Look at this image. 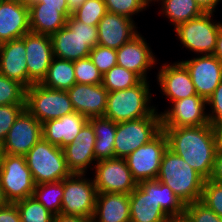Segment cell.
Instances as JSON below:
<instances>
[{
	"mask_svg": "<svg viewBox=\"0 0 222 222\" xmlns=\"http://www.w3.org/2000/svg\"><path fill=\"white\" fill-rule=\"evenodd\" d=\"M167 222H190V221L185 215H183V216L171 217Z\"/></svg>",
	"mask_w": 222,
	"mask_h": 222,
	"instance_id": "obj_52",
	"label": "cell"
},
{
	"mask_svg": "<svg viewBox=\"0 0 222 222\" xmlns=\"http://www.w3.org/2000/svg\"><path fill=\"white\" fill-rule=\"evenodd\" d=\"M92 222H130L129 194L97 193Z\"/></svg>",
	"mask_w": 222,
	"mask_h": 222,
	"instance_id": "obj_26",
	"label": "cell"
},
{
	"mask_svg": "<svg viewBox=\"0 0 222 222\" xmlns=\"http://www.w3.org/2000/svg\"><path fill=\"white\" fill-rule=\"evenodd\" d=\"M25 109L41 123L75 112L67 91L50 89L40 83L26 89Z\"/></svg>",
	"mask_w": 222,
	"mask_h": 222,
	"instance_id": "obj_7",
	"label": "cell"
},
{
	"mask_svg": "<svg viewBox=\"0 0 222 222\" xmlns=\"http://www.w3.org/2000/svg\"><path fill=\"white\" fill-rule=\"evenodd\" d=\"M85 175L72 173L63 179L61 214L93 218L97 190L94 179Z\"/></svg>",
	"mask_w": 222,
	"mask_h": 222,
	"instance_id": "obj_10",
	"label": "cell"
},
{
	"mask_svg": "<svg viewBox=\"0 0 222 222\" xmlns=\"http://www.w3.org/2000/svg\"><path fill=\"white\" fill-rule=\"evenodd\" d=\"M173 105V106H172ZM168 110L160 113L161 127H188L210 124L205 111L207 100L193 95L172 102Z\"/></svg>",
	"mask_w": 222,
	"mask_h": 222,
	"instance_id": "obj_14",
	"label": "cell"
},
{
	"mask_svg": "<svg viewBox=\"0 0 222 222\" xmlns=\"http://www.w3.org/2000/svg\"><path fill=\"white\" fill-rule=\"evenodd\" d=\"M204 12H215V8L221 0H195Z\"/></svg>",
	"mask_w": 222,
	"mask_h": 222,
	"instance_id": "obj_47",
	"label": "cell"
},
{
	"mask_svg": "<svg viewBox=\"0 0 222 222\" xmlns=\"http://www.w3.org/2000/svg\"><path fill=\"white\" fill-rule=\"evenodd\" d=\"M167 148V136L161 130L148 143L140 146L125 158L127 166L137 183L157 179L161 159Z\"/></svg>",
	"mask_w": 222,
	"mask_h": 222,
	"instance_id": "obj_12",
	"label": "cell"
},
{
	"mask_svg": "<svg viewBox=\"0 0 222 222\" xmlns=\"http://www.w3.org/2000/svg\"><path fill=\"white\" fill-rule=\"evenodd\" d=\"M4 156L3 143L0 142V165Z\"/></svg>",
	"mask_w": 222,
	"mask_h": 222,
	"instance_id": "obj_53",
	"label": "cell"
},
{
	"mask_svg": "<svg viewBox=\"0 0 222 222\" xmlns=\"http://www.w3.org/2000/svg\"><path fill=\"white\" fill-rule=\"evenodd\" d=\"M0 74L28 88V70L24 36L1 44Z\"/></svg>",
	"mask_w": 222,
	"mask_h": 222,
	"instance_id": "obj_24",
	"label": "cell"
},
{
	"mask_svg": "<svg viewBox=\"0 0 222 222\" xmlns=\"http://www.w3.org/2000/svg\"><path fill=\"white\" fill-rule=\"evenodd\" d=\"M157 180L167 185L184 205L200 201L205 181L169 148L163 153Z\"/></svg>",
	"mask_w": 222,
	"mask_h": 222,
	"instance_id": "obj_3",
	"label": "cell"
},
{
	"mask_svg": "<svg viewBox=\"0 0 222 222\" xmlns=\"http://www.w3.org/2000/svg\"><path fill=\"white\" fill-rule=\"evenodd\" d=\"M87 121L88 118L78 112L46 121L42 123V138L52 145L63 148L74 141Z\"/></svg>",
	"mask_w": 222,
	"mask_h": 222,
	"instance_id": "obj_25",
	"label": "cell"
},
{
	"mask_svg": "<svg viewBox=\"0 0 222 222\" xmlns=\"http://www.w3.org/2000/svg\"><path fill=\"white\" fill-rule=\"evenodd\" d=\"M67 92L75 112L81 113L88 119L104 116L108 91L103 84L75 83Z\"/></svg>",
	"mask_w": 222,
	"mask_h": 222,
	"instance_id": "obj_23",
	"label": "cell"
},
{
	"mask_svg": "<svg viewBox=\"0 0 222 222\" xmlns=\"http://www.w3.org/2000/svg\"><path fill=\"white\" fill-rule=\"evenodd\" d=\"M94 143L95 132L91 123L87 121L74 141L62 148L67 167L71 173L86 174L87 168L92 164L93 166L90 168L91 170L94 169V163H96Z\"/></svg>",
	"mask_w": 222,
	"mask_h": 222,
	"instance_id": "obj_18",
	"label": "cell"
},
{
	"mask_svg": "<svg viewBox=\"0 0 222 222\" xmlns=\"http://www.w3.org/2000/svg\"><path fill=\"white\" fill-rule=\"evenodd\" d=\"M134 22V19L126 16L107 12L97 26L98 45L119 49L140 33Z\"/></svg>",
	"mask_w": 222,
	"mask_h": 222,
	"instance_id": "obj_21",
	"label": "cell"
},
{
	"mask_svg": "<svg viewBox=\"0 0 222 222\" xmlns=\"http://www.w3.org/2000/svg\"><path fill=\"white\" fill-rule=\"evenodd\" d=\"M107 13L105 0H86L71 16L82 23L98 26Z\"/></svg>",
	"mask_w": 222,
	"mask_h": 222,
	"instance_id": "obj_34",
	"label": "cell"
},
{
	"mask_svg": "<svg viewBox=\"0 0 222 222\" xmlns=\"http://www.w3.org/2000/svg\"><path fill=\"white\" fill-rule=\"evenodd\" d=\"M129 202L130 222H167L185 211L173 191L157 179L139 182L129 194Z\"/></svg>",
	"mask_w": 222,
	"mask_h": 222,
	"instance_id": "obj_2",
	"label": "cell"
},
{
	"mask_svg": "<svg viewBox=\"0 0 222 222\" xmlns=\"http://www.w3.org/2000/svg\"><path fill=\"white\" fill-rule=\"evenodd\" d=\"M89 57L102 74H105L113 66L117 65V54L115 49L97 45L91 49Z\"/></svg>",
	"mask_w": 222,
	"mask_h": 222,
	"instance_id": "obj_39",
	"label": "cell"
},
{
	"mask_svg": "<svg viewBox=\"0 0 222 222\" xmlns=\"http://www.w3.org/2000/svg\"><path fill=\"white\" fill-rule=\"evenodd\" d=\"M94 169L97 193L131 194L138 185L125 159L115 157L101 160L95 163Z\"/></svg>",
	"mask_w": 222,
	"mask_h": 222,
	"instance_id": "obj_13",
	"label": "cell"
},
{
	"mask_svg": "<svg viewBox=\"0 0 222 222\" xmlns=\"http://www.w3.org/2000/svg\"><path fill=\"white\" fill-rule=\"evenodd\" d=\"M148 5L151 4L152 2H157L156 0H144Z\"/></svg>",
	"mask_w": 222,
	"mask_h": 222,
	"instance_id": "obj_55",
	"label": "cell"
},
{
	"mask_svg": "<svg viewBox=\"0 0 222 222\" xmlns=\"http://www.w3.org/2000/svg\"><path fill=\"white\" fill-rule=\"evenodd\" d=\"M29 7L69 8L67 0H37L28 5Z\"/></svg>",
	"mask_w": 222,
	"mask_h": 222,
	"instance_id": "obj_45",
	"label": "cell"
},
{
	"mask_svg": "<svg viewBox=\"0 0 222 222\" xmlns=\"http://www.w3.org/2000/svg\"><path fill=\"white\" fill-rule=\"evenodd\" d=\"M215 133H216V138L218 142V147L222 148V120L219 121L215 126Z\"/></svg>",
	"mask_w": 222,
	"mask_h": 222,
	"instance_id": "obj_49",
	"label": "cell"
},
{
	"mask_svg": "<svg viewBox=\"0 0 222 222\" xmlns=\"http://www.w3.org/2000/svg\"><path fill=\"white\" fill-rule=\"evenodd\" d=\"M213 15V12H204L202 15L181 23L174 28L183 47L198 55H211L214 53L222 23L219 21L214 22Z\"/></svg>",
	"mask_w": 222,
	"mask_h": 222,
	"instance_id": "obj_8",
	"label": "cell"
},
{
	"mask_svg": "<svg viewBox=\"0 0 222 222\" xmlns=\"http://www.w3.org/2000/svg\"><path fill=\"white\" fill-rule=\"evenodd\" d=\"M26 61L28 70V88L35 83H41L46 77L53 59L51 35L33 32L24 35Z\"/></svg>",
	"mask_w": 222,
	"mask_h": 222,
	"instance_id": "obj_15",
	"label": "cell"
},
{
	"mask_svg": "<svg viewBox=\"0 0 222 222\" xmlns=\"http://www.w3.org/2000/svg\"><path fill=\"white\" fill-rule=\"evenodd\" d=\"M22 1L26 2V3L29 5V4H31L32 2H35V1H37V0H22Z\"/></svg>",
	"mask_w": 222,
	"mask_h": 222,
	"instance_id": "obj_54",
	"label": "cell"
},
{
	"mask_svg": "<svg viewBox=\"0 0 222 222\" xmlns=\"http://www.w3.org/2000/svg\"><path fill=\"white\" fill-rule=\"evenodd\" d=\"M26 88L17 81L0 74V106L25 104Z\"/></svg>",
	"mask_w": 222,
	"mask_h": 222,
	"instance_id": "obj_35",
	"label": "cell"
},
{
	"mask_svg": "<svg viewBox=\"0 0 222 222\" xmlns=\"http://www.w3.org/2000/svg\"><path fill=\"white\" fill-rule=\"evenodd\" d=\"M161 130V116L157 111L151 116L117 123L114 139L115 157L125 159Z\"/></svg>",
	"mask_w": 222,
	"mask_h": 222,
	"instance_id": "obj_9",
	"label": "cell"
},
{
	"mask_svg": "<svg viewBox=\"0 0 222 222\" xmlns=\"http://www.w3.org/2000/svg\"><path fill=\"white\" fill-rule=\"evenodd\" d=\"M30 31L28 4L22 0H0V42L22 38Z\"/></svg>",
	"mask_w": 222,
	"mask_h": 222,
	"instance_id": "obj_20",
	"label": "cell"
},
{
	"mask_svg": "<svg viewBox=\"0 0 222 222\" xmlns=\"http://www.w3.org/2000/svg\"><path fill=\"white\" fill-rule=\"evenodd\" d=\"M35 184L57 182L70 176L62 148L41 138L25 155Z\"/></svg>",
	"mask_w": 222,
	"mask_h": 222,
	"instance_id": "obj_6",
	"label": "cell"
},
{
	"mask_svg": "<svg viewBox=\"0 0 222 222\" xmlns=\"http://www.w3.org/2000/svg\"><path fill=\"white\" fill-rule=\"evenodd\" d=\"M9 203V201L6 199L5 194L3 192V189L1 188L0 184V208L6 206Z\"/></svg>",
	"mask_w": 222,
	"mask_h": 222,
	"instance_id": "obj_51",
	"label": "cell"
},
{
	"mask_svg": "<svg viewBox=\"0 0 222 222\" xmlns=\"http://www.w3.org/2000/svg\"><path fill=\"white\" fill-rule=\"evenodd\" d=\"M160 66L157 83L162 94L171 102L196 95V89L186 67L180 62Z\"/></svg>",
	"mask_w": 222,
	"mask_h": 222,
	"instance_id": "obj_22",
	"label": "cell"
},
{
	"mask_svg": "<svg viewBox=\"0 0 222 222\" xmlns=\"http://www.w3.org/2000/svg\"><path fill=\"white\" fill-rule=\"evenodd\" d=\"M88 121L95 132L94 153L96 162L115 158L114 139L117 123L105 117H92Z\"/></svg>",
	"mask_w": 222,
	"mask_h": 222,
	"instance_id": "obj_28",
	"label": "cell"
},
{
	"mask_svg": "<svg viewBox=\"0 0 222 222\" xmlns=\"http://www.w3.org/2000/svg\"><path fill=\"white\" fill-rule=\"evenodd\" d=\"M149 81L142 80L134 87L108 92L107 107L103 117L116 123L151 116L156 107L151 104Z\"/></svg>",
	"mask_w": 222,
	"mask_h": 222,
	"instance_id": "obj_4",
	"label": "cell"
},
{
	"mask_svg": "<svg viewBox=\"0 0 222 222\" xmlns=\"http://www.w3.org/2000/svg\"><path fill=\"white\" fill-rule=\"evenodd\" d=\"M52 222H92V219L82 216L63 215L60 213L54 215Z\"/></svg>",
	"mask_w": 222,
	"mask_h": 222,
	"instance_id": "obj_46",
	"label": "cell"
},
{
	"mask_svg": "<svg viewBox=\"0 0 222 222\" xmlns=\"http://www.w3.org/2000/svg\"><path fill=\"white\" fill-rule=\"evenodd\" d=\"M42 138V123L26 109L18 116L3 142L4 153L25 156Z\"/></svg>",
	"mask_w": 222,
	"mask_h": 222,
	"instance_id": "obj_16",
	"label": "cell"
},
{
	"mask_svg": "<svg viewBox=\"0 0 222 222\" xmlns=\"http://www.w3.org/2000/svg\"><path fill=\"white\" fill-rule=\"evenodd\" d=\"M76 83L78 84H102L103 74L94 65L90 57L74 61Z\"/></svg>",
	"mask_w": 222,
	"mask_h": 222,
	"instance_id": "obj_36",
	"label": "cell"
},
{
	"mask_svg": "<svg viewBox=\"0 0 222 222\" xmlns=\"http://www.w3.org/2000/svg\"><path fill=\"white\" fill-rule=\"evenodd\" d=\"M25 110V104H13L0 106V142L3 143L8 131Z\"/></svg>",
	"mask_w": 222,
	"mask_h": 222,
	"instance_id": "obj_41",
	"label": "cell"
},
{
	"mask_svg": "<svg viewBox=\"0 0 222 222\" xmlns=\"http://www.w3.org/2000/svg\"><path fill=\"white\" fill-rule=\"evenodd\" d=\"M21 222H52L54 214L47 210L34 196L14 202Z\"/></svg>",
	"mask_w": 222,
	"mask_h": 222,
	"instance_id": "obj_33",
	"label": "cell"
},
{
	"mask_svg": "<svg viewBox=\"0 0 222 222\" xmlns=\"http://www.w3.org/2000/svg\"><path fill=\"white\" fill-rule=\"evenodd\" d=\"M180 62L188 70L197 95L207 100L222 81V63L213 54Z\"/></svg>",
	"mask_w": 222,
	"mask_h": 222,
	"instance_id": "obj_17",
	"label": "cell"
},
{
	"mask_svg": "<svg viewBox=\"0 0 222 222\" xmlns=\"http://www.w3.org/2000/svg\"><path fill=\"white\" fill-rule=\"evenodd\" d=\"M161 2V12L174 25V28L204 13L195 0H157Z\"/></svg>",
	"mask_w": 222,
	"mask_h": 222,
	"instance_id": "obj_30",
	"label": "cell"
},
{
	"mask_svg": "<svg viewBox=\"0 0 222 222\" xmlns=\"http://www.w3.org/2000/svg\"><path fill=\"white\" fill-rule=\"evenodd\" d=\"M53 56L68 61L89 57L98 45L97 26L88 25L70 16L66 25L51 35Z\"/></svg>",
	"mask_w": 222,
	"mask_h": 222,
	"instance_id": "obj_5",
	"label": "cell"
},
{
	"mask_svg": "<svg viewBox=\"0 0 222 222\" xmlns=\"http://www.w3.org/2000/svg\"><path fill=\"white\" fill-rule=\"evenodd\" d=\"M168 148L179 155L205 180L213 170L218 147L215 129L211 124L188 127H161Z\"/></svg>",
	"mask_w": 222,
	"mask_h": 222,
	"instance_id": "obj_1",
	"label": "cell"
},
{
	"mask_svg": "<svg viewBox=\"0 0 222 222\" xmlns=\"http://www.w3.org/2000/svg\"><path fill=\"white\" fill-rule=\"evenodd\" d=\"M209 180L222 184V148L215 155L214 166Z\"/></svg>",
	"mask_w": 222,
	"mask_h": 222,
	"instance_id": "obj_44",
	"label": "cell"
},
{
	"mask_svg": "<svg viewBox=\"0 0 222 222\" xmlns=\"http://www.w3.org/2000/svg\"><path fill=\"white\" fill-rule=\"evenodd\" d=\"M213 55L222 63V27L219 30L216 41V48Z\"/></svg>",
	"mask_w": 222,
	"mask_h": 222,
	"instance_id": "obj_48",
	"label": "cell"
},
{
	"mask_svg": "<svg viewBox=\"0 0 222 222\" xmlns=\"http://www.w3.org/2000/svg\"><path fill=\"white\" fill-rule=\"evenodd\" d=\"M71 14L69 8L29 7L31 32L52 35L66 25Z\"/></svg>",
	"mask_w": 222,
	"mask_h": 222,
	"instance_id": "obj_27",
	"label": "cell"
},
{
	"mask_svg": "<svg viewBox=\"0 0 222 222\" xmlns=\"http://www.w3.org/2000/svg\"><path fill=\"white\" fill-rule=\"evenodd\" d=\"M142 79L134 72L121 66H113L103 74V86L108 92L124 90L139 84Z\"/></svg>",
	"mask_w": 222,
	"mask_h": 222,
	"instance_id": "obj_32",
	"label": "cell"
},
{
	"mask_svg": "<svg viewBox=\"0 0 222 222\" xmlns=\"http://www.w3.org/2000/svg\"><path fill=\"white\" fill-rule=\"evenodd\" d=\"M0 184L10 203L33 196L36 184L25 156L4 153L0 165Z\"/></svg>",
	"mask_w": 222,
	"mask_h": 222,
	"instance_id": "obj_11",
	"label": "cell"
},
{
	"mask_svg": "<svg viewBox=\"0 0 222 222\" xmlns=\"http://www.w3.org/2000/svg\"><path fill=\"white\" fill-rule=\"evenodd\" d=\"M145 39L138 34L116 50L117 65L136 73L142 80H148L147 71L157 63V58Z\"/></svg>",
	"mask_w": 222,
	"mask_h": 222,
	"instance_id": "obj_19",
	"label": "cell"
},
{
	"mask_svg": "<svg viewBox=\"0 0 222 222\" xmlns=\"http://www.w3.org/2000/svg\"><path fill=\"white\" fill-rule=\"evenodd\" d=\"M184 215L190 222H222L221 217L200 201L185 205Z\"/></svg>",
	"mask_w": 222,
	"mask_h": 222,
	"instance_id": "obj_40",
	"label": "cell"
},
{
	"mask_svg": "<svg viewBox=\"0 0 222 222\" xmlns=\"http://www.w3.org/2000/svg\"><path fill=\"white\" fill-rule=\"evenodd\" d=\"M0 222H21L20 214L15 203H8L0 208Z\"/></svg>",
	"mask_w": 222,
	"mask_h": 222,
	"instance_id": "obj_43",
	"label": "cell"
},
{
	"mask_svg": "<svg viewBox=\"0 0 222 222\" xmlns=\"http://www.w3.org/2000/svg\"><path fill=\"white\" fill-rule=\"evenodd\" d=\"M207 106H210L208 112V119L210 124L214 127L222 120V81L216 87L213 94L207 99Z\"/></svg>",
	"mask_w": 222,
	"mask_h": 222,
	"instance_id": "obj_42",
	"label": "cell"
},
{
	"mask_svg": "<svg viewBox=\"0 0 222 222\" xmlns=\"http://www.w3.org/2000/svg\"><path fill=\"white\" fill-rule=\"evenodd\" d=\"M86 0H67L69 10L72 13L78 9Z\"/></svg>",
	"mask_w": 222,
	"mask_h": 222,
	"instance_id": "obj_50",
	"label": "cell"
},
{
	"mask_svg": "<svg viewBox=\"0 0 222 222\" xmlns=\"http://www.w3.org/2000/svg\"><path fill=\"white\" fill-rule=\"evenodd\" d=\"M105 4L107 12L123 15L130 19L150 6L144 0H105Z\"/></svg>",
	"mask_w": 222,
	"mask_h": 222,
	"instance_id": "obj_38",
	"label": "cell"
},
{
	"mask_svg": "<svg viewBox=\"0 0 222 222\" xmlns=\"http://www.w3.org/2000/svg\"><path fill=\"white\" fill-rule=\"evenodd\" d=\"M200 202L222 218V184L205 180Z\"/></svg>",
	"mask_w": 222,
	"mask_h": 222,
	"instance_id": "obj_37",
	"label": "cell"
},
{
	"mask_svg": "<svg viewBox=\"0 0 222 222\" xmlns=\"http://www.w3.org/2000/svg\"><path fill=\"white\" fill-rule=\"evenodd\" d=\"M75 83L74 61L53 57L47 75L40 84L50 89L67 91Z\"/></svg>",
	"mask_w": 222,
	"mask_h": 222,
	"instance_id": "obj_29",
	"label": "cell"
},
{
	"mask_svg": "<svg viewBox=\"0 0 222 222\" xmlns=\"http://www.w3.org/2000/svg\"><path fill=\"white\" fill-rule=\"evenodd\" d=\"M63 180L36 184L33 196L54 215L61 213Z\"/></svg>",
	"mask_w": 222,
	"mask_h": 222,
	"instance_id": "obj_31",
	"label": "cell"
}]
</instances>
